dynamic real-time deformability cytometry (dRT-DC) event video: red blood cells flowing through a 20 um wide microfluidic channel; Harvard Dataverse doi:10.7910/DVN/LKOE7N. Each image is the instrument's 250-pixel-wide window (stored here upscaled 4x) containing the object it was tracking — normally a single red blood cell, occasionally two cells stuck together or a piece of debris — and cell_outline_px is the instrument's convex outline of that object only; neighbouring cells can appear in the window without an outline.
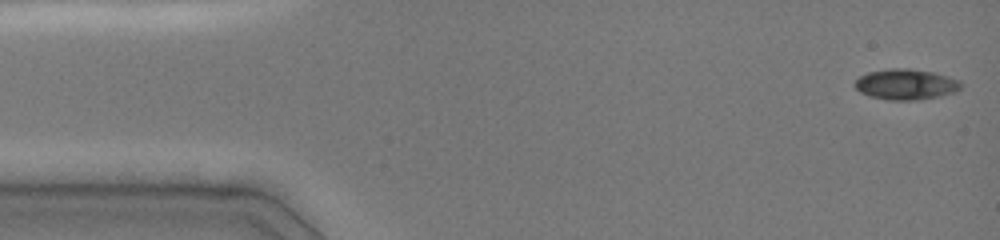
{"species": "common noctule bat (a hibernating species)", "species_latin": "Nyctalus noctula", "temperature_condition": "cold", "stored_images_in_passage": 46, "camera_frame_rate_fps": 3000, "um_per_image_px": 0.085, "animal": {"sex": "female", "body_mass_g": 19.0, "forearm_length_mm": 51.5}, "frame": {"image": 1, "passage_image": 1, "time_ms": 0.0, "image_size_px": [1000, 240], "cell_outline_px": [[960, 88], [956, 92], [940, 96], [916, 100], [888, 100], [868, 96], [860, 92], [852, 84], [860, 76], [868, 72], [888, 68], [908, 68], [932, 72], [948, 76], [960, 80]], "centroid_in_image_um": [76.97, 7.17], "position_along_channel_um": 8.0, "area_um2": 19.07}}
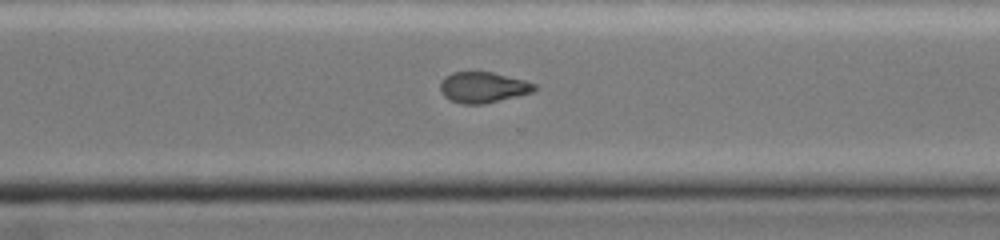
{"frame": {"image": 2, "passage_image": 33, "time_ms": 10.667, "image_size_px": [1000, 240], "cell_outline_px": [[536, 88], [532, 92], [484, 104], [464, 104], [452, 100], [444, 96], [440, 92], [440, 80], [444, 76], [452, 72], [492, 72], [524, 80], [536, 84]], "centroid_in_image_um": [41.02, 7.41], "position_along_channel_um": 329.6, "area_um2": 16.82}}
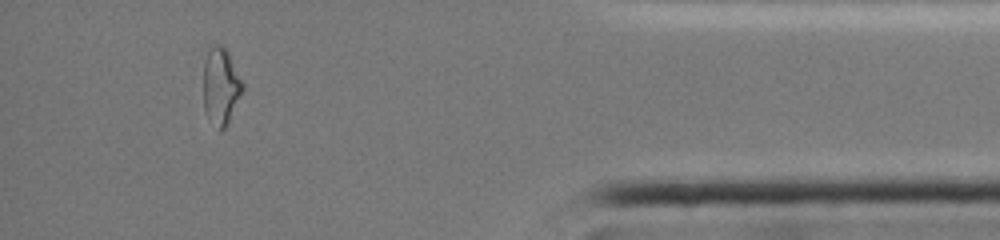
{"frame": {"image": 3, "passage_image": 42, "time_ms": 13.667, "image_size_px": [1000, 240], "cell_outline_px": [[244, 88], [224, 128], [220, 128], [204, 112], [204, 60], [208, 52], [216, 44], [220, 44], [228, 52], [244, 84]], "centroid_in_image_um": [18.77, 7.27], "position_along_channel_um": 416.4, "area_um2": 16.88}, "authors_computed_cell_mechanics": {"area_um2": 18.5249, "velocity_mm_per_s": 4.064, "shape_relaxation_time_tau1_ms": null, "shape_relaxation_time_tau2_ms": 3.2525, "deformation_change_tau1": null, "deformation_change_tau2": 0.076}}